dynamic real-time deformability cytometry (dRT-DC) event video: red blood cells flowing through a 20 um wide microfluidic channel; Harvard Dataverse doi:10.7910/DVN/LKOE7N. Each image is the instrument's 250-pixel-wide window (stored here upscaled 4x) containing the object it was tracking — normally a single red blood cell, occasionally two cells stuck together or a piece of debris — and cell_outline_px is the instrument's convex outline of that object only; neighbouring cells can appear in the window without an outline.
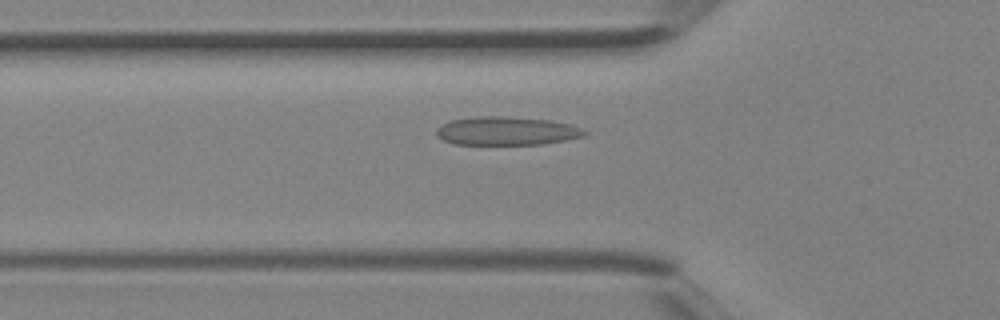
{"species": "Egyptian fruit bat (a non-hibernating species)", "species_latin": "Rousettus aegyptiacus", "temperature_condition": "room temperature", "stored_images_in_passage": 30, "camera_frame_rate_fps": 3000, "um_per_image_px": 0.085, "animal": {"sex": "female"}, "frame": {"image": 1, "passage_image": 3, "time_ms": 0.667, "image_size_px": [1000, 320], "cell_outline_px": [[588, 132], [584, 136], [564, 140], [540, 144], [456, 144], [444, 140], [436, 136], [436, 132], [444, 124], [452, 120], [476, 116], [508, 116], [548, 120], [568, 124], [580, 128]], "centroid_in_image_um": [43.06, 11.12], "position_along_channel_um": 82.7, "area_um2": 24.22}}
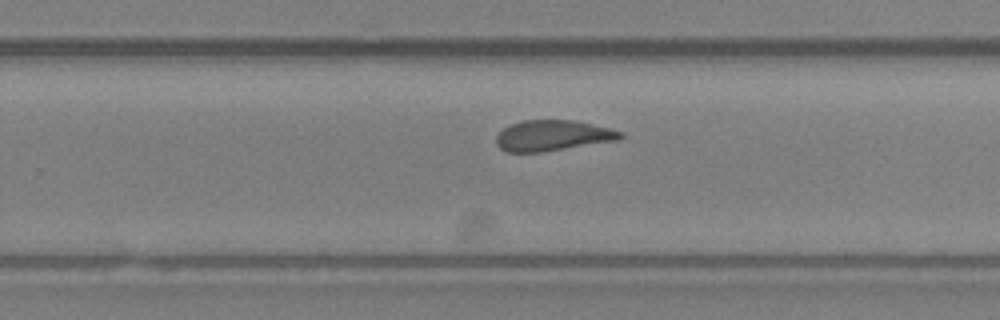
{"frame": {"image": 2, "passage_image": 15, "time_ms": 4.667, "image_size_px": [1000, 320], "cell_outline_px": [[624, 136], [620, 140], [540, 152], [504, 152], [496, 144], [496, 136], [508, 124], [520, 120], [572, 120], [612, 128], [624, 132]], "centroid_in_image_um": [46.99, 11.52], "position_along_channel_um": 282.8, "area_um2": 22.43}}
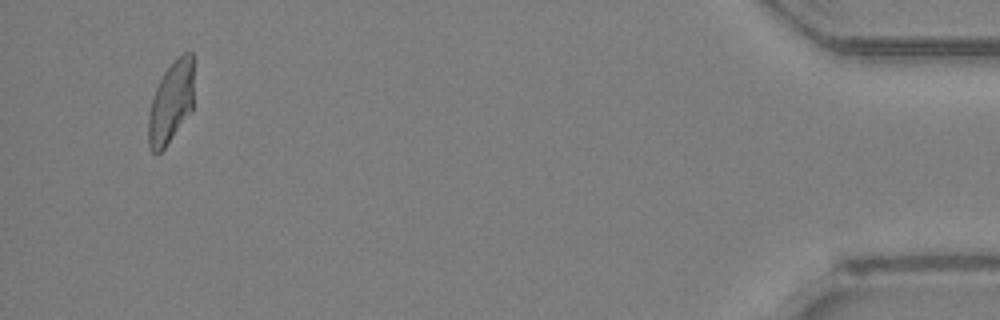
{"frame": {"image": 3, "passage_image": 28, "time_ms": 9.0, "image_size_px": [1000, 320], "cell_outline_px": [[192, 108], [164, 148], [160, 152], [152, 152], [148, 144], [148, 116], [152, 100], [156, 88], [164, 72], [184, 52], [192, 52]], "centroid_in_image_um": [14.5, 8.72], "position_along_channel_um": 420.7, "area_um2": 20.87}}